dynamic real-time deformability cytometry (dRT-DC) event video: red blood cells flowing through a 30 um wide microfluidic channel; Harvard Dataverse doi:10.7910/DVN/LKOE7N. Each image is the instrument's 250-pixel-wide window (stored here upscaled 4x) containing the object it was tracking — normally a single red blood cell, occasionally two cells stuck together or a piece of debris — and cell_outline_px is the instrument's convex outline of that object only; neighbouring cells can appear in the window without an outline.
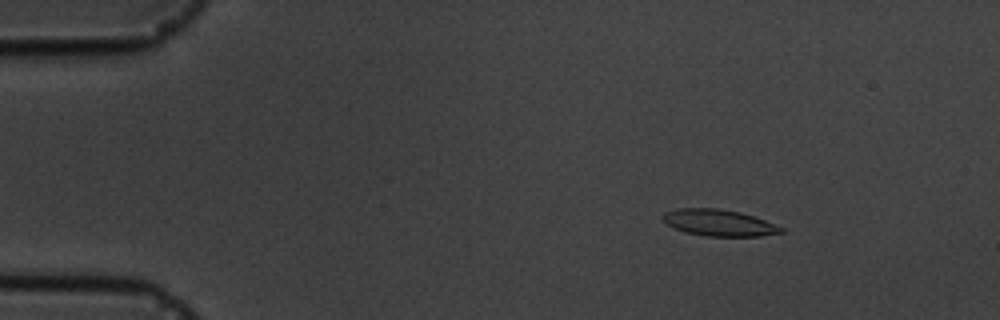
{"species": "common noctule bat (a hibernating species)", "species_latin": "Nyctalus noctula", "temperature_condition": "cold", "stored_images_in_passage": 7, "camera_frame_rate_fps": 3000, "um_per_image_px": 0.085, "animal": {"sex": "male", "body_mass_g": 19.5, "forearm_length_mm": 54.6}, "frame": {"image": 1, "passage_image": 3, "time_ms": 2.333, "image_size_px": [1000, 320], "cell_outline_px": [[784, 232], [760, 236], [708, 236], [684, 232], [668, 224], [664, 220], [664, 212], [676, 208], [716, 208], [740, 212], [764, 220], [784, 228]], "centroid_in_image_um": [61.12, 18.93], "position_along_channel_um": 23.9, "area_um2": 18.03}}
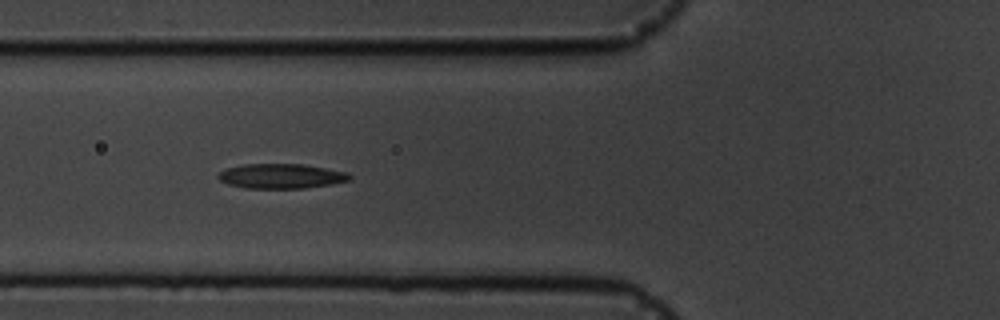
{"frame": {"image": 2, "passage_image": 7, "time_ms": 6.667, "image_size_px": [1000, 320], "cell_outline_px": [[352, 176], [348, 180], [332, 184], [304, 188], [244, 188], [228, 184], [220, 180], [216, 176], [220, 172], [228, 168], [244, 164], [304, 164], [348, 172]], "centroid_in_image_um": [23.9, 14.97], "position_along_channel_um": 101.9, "area_um2": 18.9}}